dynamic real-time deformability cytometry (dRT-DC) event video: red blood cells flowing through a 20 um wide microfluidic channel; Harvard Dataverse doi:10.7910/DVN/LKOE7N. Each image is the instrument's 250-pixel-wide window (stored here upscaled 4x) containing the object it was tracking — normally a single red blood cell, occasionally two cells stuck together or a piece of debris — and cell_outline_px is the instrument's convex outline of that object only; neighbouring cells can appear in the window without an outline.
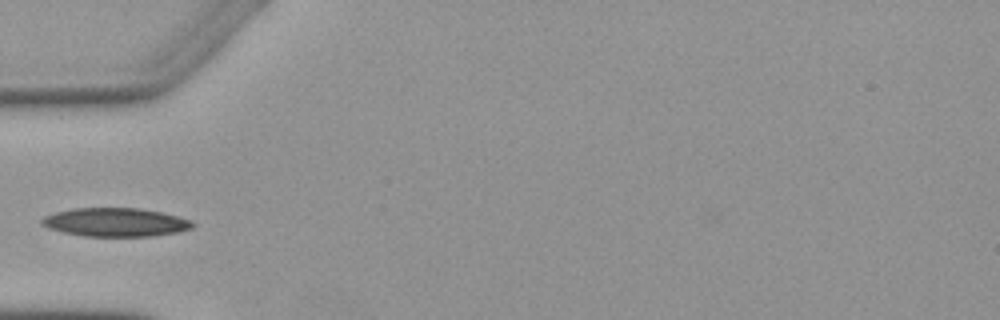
{"species": "Egyptian fruit bat (a non-hibernating species)", "species_latin": "Rousettus aegyptiacus", "temperature_condition": "warm", "stored_images_in_passage": 4, "camera_frame_rate_fps": 3000, "um_per_image_px": 0.085, "animal": {"sex": "female"}, "frame": {"image": 1, "passage_image": 3, "time_ms": 2.333, "image_size_px": [1000, 320], "cell_outline_px": [[196, 224], [192, 228], [180, 232], [152, 236], [84, 236], [64, 232], [48, 228], [40, 224], [40, 220], [44, 216], [56, 212], [72, 208], [140, 208], [160, 212], [192, 220]], "centroid_in_image_um": [9.82, 18.89], "position_along_channel_um": 75.2, "area_um2": 25.2}}